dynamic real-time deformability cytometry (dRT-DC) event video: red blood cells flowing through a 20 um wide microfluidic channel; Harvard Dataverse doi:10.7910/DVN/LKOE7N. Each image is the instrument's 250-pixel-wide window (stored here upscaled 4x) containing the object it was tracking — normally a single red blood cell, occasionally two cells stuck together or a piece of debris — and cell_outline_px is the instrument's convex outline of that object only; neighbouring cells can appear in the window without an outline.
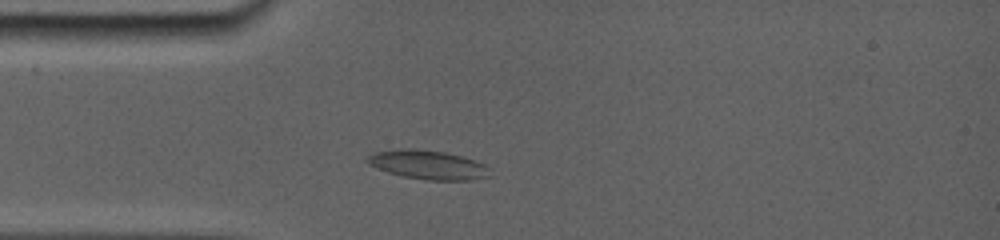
{"species": "common noctule bat (a hibernating species)", "species_latin": "Nyctalus noctula", "temperature_condition": "room temperature", "stored_images_in_passage": 8, "camera_frame_rate_fps": 5000, "um_per_image_px": 0.085, "animal": {"sex": "female", "body_mass_g": 19.0, "forearm_length_mm": 56.7}, "frame": {"image": 1, "passage_image": 5, "time_ms": 1.8, "image_size_px": [1000, 240], "cell_outline_px": [[492, 176], [472, 180], [424, 180], [404, 176], [388, 172], [376, 168], [368, 164], [368, 156], [376, 152], [444, 152], [460, 156], [484, 164], [492, 168]], "centroid_in_image_um": [36.53, 14.09], "position_along_channel_um": 48.5, "area_um2": 19.59}}
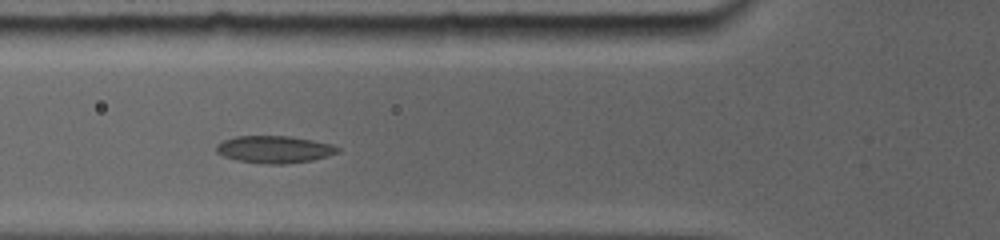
{"frame": {"image": 2, "passage_image": 7, "time_ms": 3.4, "image_size_px": [1000, 240], "cell_outline_px": [[340, 152], [312, 160], [284, 164], [268, 164], [236, 160], [224, 156], [216, 152], [216, 148], [224, 140], [236, 136], [284, 136], [312, 140], [328, 144], [340, 148]], "centroid_in_image_um": [23.31, 12.7], "position_along_channel_um": 102.5, "area_um2": 18.9}}
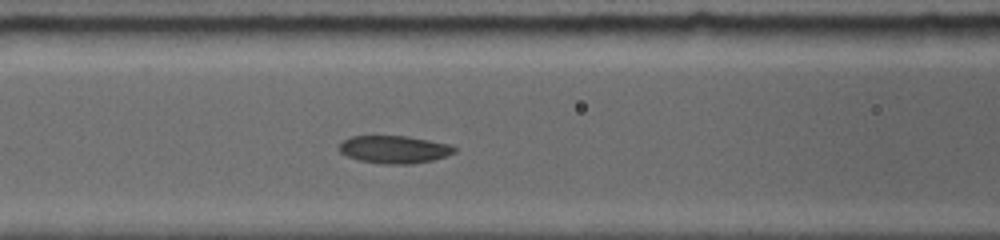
{"frame": {"image": 3, "passage_image": 8, "time_ms": 4.2, "image_size_px": [1000, 240], "cell_outline_px": [[456, 152], [432, 160], [412, 164], [384, 164], [360, 160], [348, 156], [340, 152], [340, 144], [344, 140], [352, 136], [404, 136], [448, 144], [456, 148]], "centroid_in_image_um": [33.5, 12.71], "position_along_channel_um": 133.1, "area_um2": 18.21}}